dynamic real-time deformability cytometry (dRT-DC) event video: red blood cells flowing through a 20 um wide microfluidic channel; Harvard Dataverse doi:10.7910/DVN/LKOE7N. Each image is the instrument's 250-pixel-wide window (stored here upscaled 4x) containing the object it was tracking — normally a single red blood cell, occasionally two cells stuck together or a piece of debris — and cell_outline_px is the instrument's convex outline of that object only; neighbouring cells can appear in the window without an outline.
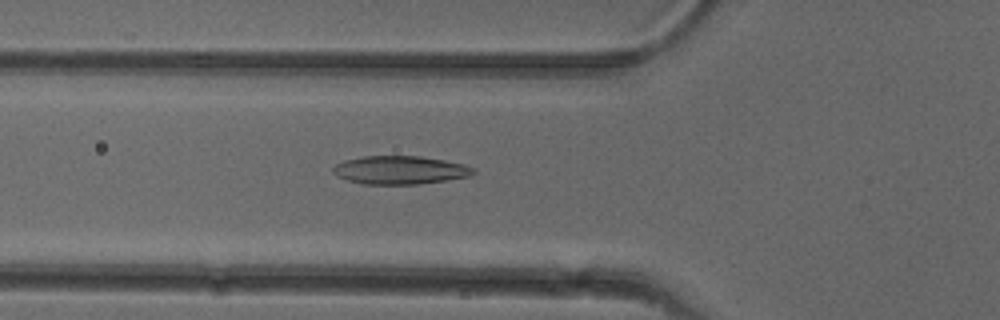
{"species": "common noctule bat (a hibernating species)", "species_latin": "Nyctalus noctula", "temperature_condition": "cold", "stored_images_in_passage": 51, "camera_frame_rate_fps": 3000, "um_per_image_px": 0.085, "animal": {"sex": "female"}, "frame": {"image": 1, "passage_image": 18, "time_ms": 5.667, "image_size_px": [1000, 320], "cell_outline_px": [[476, 172], [468, 176], [420, 184], [364, 184], [348, 180], [336, 176], [332, 172], [332, 168], [336, 164], [344, 160], [364, 156], [420, 156], [444, 160], [464, 164], [476, 168]], "centroid_in_image_um": [33.99, 14.45], "position_along_channel_um": 91.8, "area_um2": 23.12}}
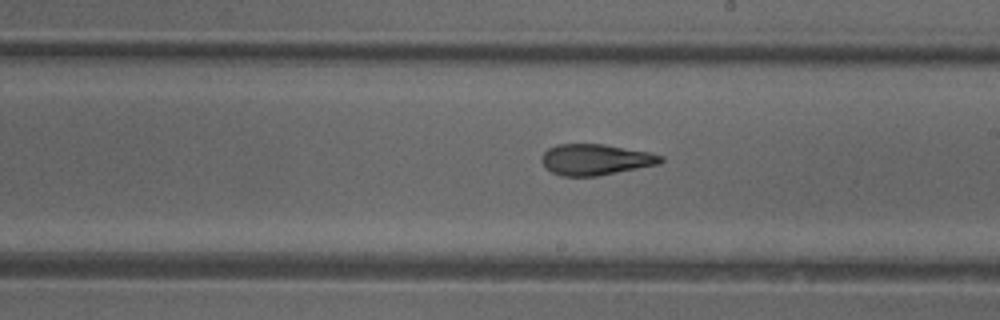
{"frame": {"image": 2, "passage_image": 29, "time_ms": 9.333, "image_size_px": [1000, 320], "cell_outline_px": [[664, 160], [660, 164], [596, 176], [560, 176], [552, 172], [540, 160], [540, 156], [548, 148], [556, 144], [604, 144], [648, 152], [664, 156]], "centroid_in_image_um": [50.61, 13.56], "position_along_channel_um": 238.4, "area_um2": 21.5}}
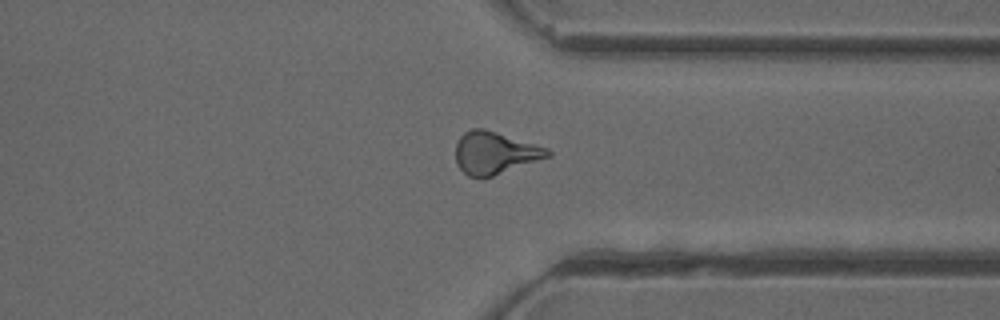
{"frame": {"image": 3, "passage_image": 39, "time_ms": 12.667, "image_size_px": [1000, 320], "cell_outline_px": [[552, 156], [492, 176], [468, 176], [456, 164], [456, 144], [460, 136], [464, 132], [472, 128], [484, 128], [548, 148], [552, 152]], "centroid_in_image_um": [42.07, 12.98], "position_along_channel_um": 369.3, "area_um2": 22.54}, "authors_computed_cell_mechanics": {"area_um2": 22.4264, "velocity_mm_per_s": 3.9789, "shape_relaxation_time_tau1_ms": 7.9789, "shape_relaxation_time_tau2_ms": 2.5929, "deformation_change_tau1": 0.1986, "deformation_change_tau2": 0.1147}}